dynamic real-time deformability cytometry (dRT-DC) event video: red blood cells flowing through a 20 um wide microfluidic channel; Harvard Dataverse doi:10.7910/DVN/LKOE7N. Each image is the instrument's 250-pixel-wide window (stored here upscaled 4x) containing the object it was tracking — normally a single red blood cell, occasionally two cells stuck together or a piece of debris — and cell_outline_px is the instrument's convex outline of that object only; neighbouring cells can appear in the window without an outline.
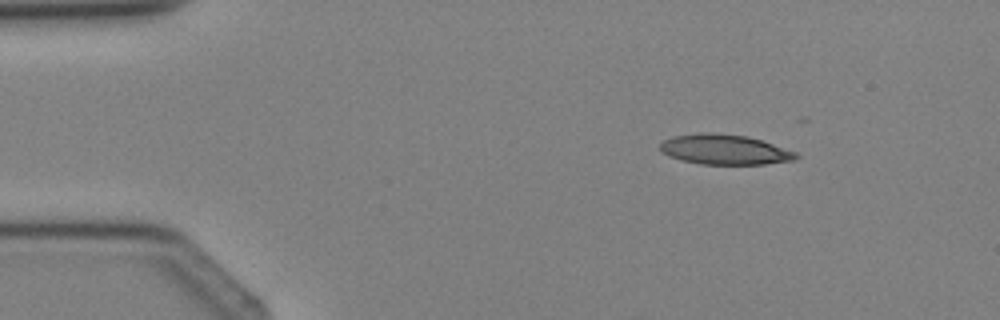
{"species": "Egyptian fruit bat (a non-hibernating species)", "species_latin": "Rousettus aegyptiacus", "temperature_condition": "cold", "stored_images_in_passage": 4, "camera_frame_rate_fps": 3000, "um_per_image_px": 0.085, "animal": {"sex": "female"}, "frame": {"image": 1, "passage_image": 2, "time_ms": 1.0, "image_size_px": [1000, 320], "cell_outline_px": [[800, 156], [796, 160], [764, 164], [700, 164], [680, 160], [668, 156], [660, 152], [660, 144], [664, 140], [672, 136], [700, 132], [712, 132], [748, 136], [796, 152]], "centroid_in_image_um": [61.56, 12.71], "position_along_channel_um": 23.4, "area_um2": 23.99}}